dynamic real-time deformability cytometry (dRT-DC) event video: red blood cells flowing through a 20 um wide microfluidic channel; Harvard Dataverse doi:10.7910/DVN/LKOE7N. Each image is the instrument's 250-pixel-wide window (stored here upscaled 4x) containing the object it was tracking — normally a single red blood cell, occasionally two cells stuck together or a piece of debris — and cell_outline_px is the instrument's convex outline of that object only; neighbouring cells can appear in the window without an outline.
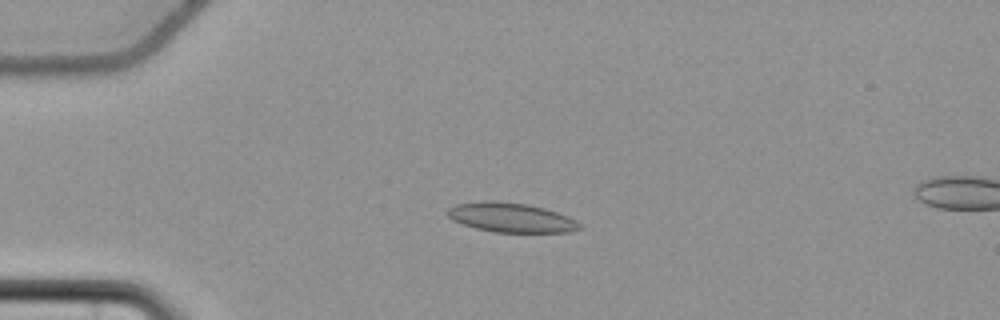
{"species": "common noctule bat (a hibernating species)", "species_latin": "Nyctalus noctula", "temperature_condition": "cold", "stored_images_in_passage": 58, "camera_frame_rate_fps": 3000, "um_per_image_px": 0.085, "animal": {"sex": "female", "body_mass_g": 22.7, "forearm_length_mm": 54.2}, "frame": {"image": 1, "passage_image": 16, "time_ms": 5.0, "image_size_px": [1000, 320], "cell_outline_px": [[584, 228], [568, 232], [496, 232], [476, 228], [452, 220], [444, 212], [448, 208], [456, 204], [484, 200], [492, 200], [528, 204], [544, 208], [568, 216], [576, 220]], "centroid_in_image_um": [43.43, 18.48], "position_along_channel_um": 41.6, "area_um2": 22.77}}
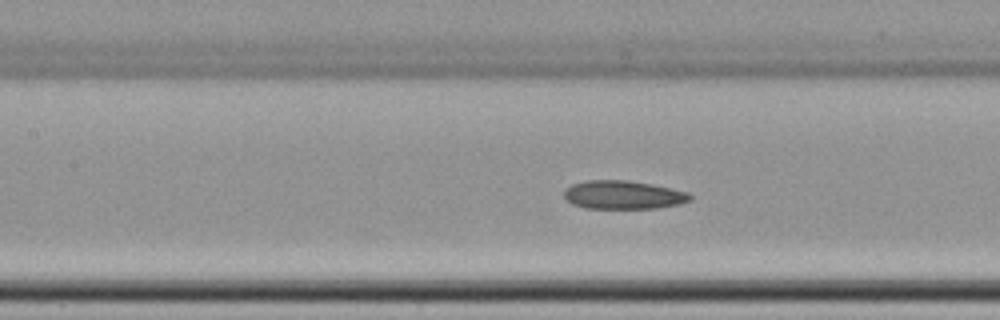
{"frame": {"image": 2, "passage_image": 28, "time_ms": 9.0, "image_size_px": [1000, 320], "cell_outline_px": [[692, 200], [680, 204], [656, 208], [584, 208], [572, 204], [564, 196], [564, 188], [572, 184], [588, 180], [628, 180], [652, 184], [672, 188], [688, 192], [692, 196]], "centroid_in_image_um": [52.98, 16.56], "position_along_channel_um": 154.4, "area_um2": 21.04}}
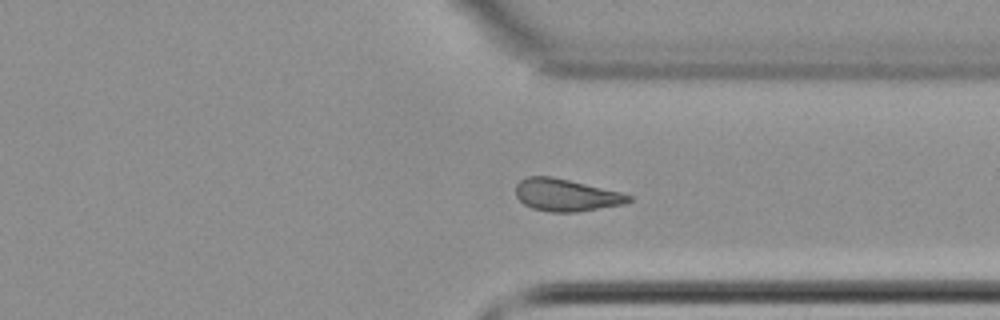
{"frame": {"image": 3, "passage_image": 45, "time_ms": 14.667, "image_size_px": [1000, 320], "cell_outline_px": [[632, 200], [624, 204], [576, 212], [548, 212], [532, 208], [524, 204], [516, 196], [516, 184], [520, 180], [528, 176], [552, 176], [620, 192], [632, 196]], "centroid_in_image_um": [48.09, 16.58], "position_along_channel_um": 363.3, "area_um2": 21.15}, "authors_computed_cell_mechanics": {"area_um2": 21.5016, "velocity_mm_per_s": 3.6734, "shape_relaxation_time_tau1_ms": null, "shape_relaxation_time_tau2_ms": 6.3073, "deformation_change_tau1": null, "deformation_change_tau2": 0.1163}}